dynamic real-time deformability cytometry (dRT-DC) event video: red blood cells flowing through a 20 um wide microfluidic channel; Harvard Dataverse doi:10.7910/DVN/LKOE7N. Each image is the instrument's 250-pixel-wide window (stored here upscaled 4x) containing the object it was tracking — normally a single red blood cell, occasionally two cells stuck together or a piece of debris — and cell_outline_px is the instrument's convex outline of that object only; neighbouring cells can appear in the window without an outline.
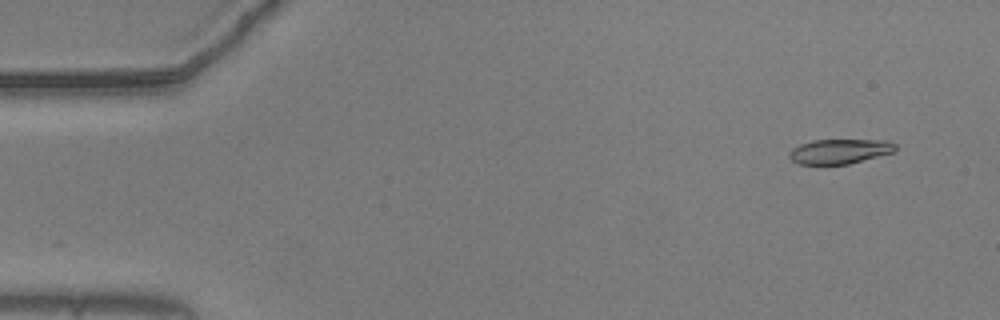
{"species": "common noctule bat (a hibernating species)", "species_latin": "Nyctalus noctula", "temperature_condition": "warm", "stored_images_in_passage": 52, "camera_frame_rate_fps": 3000, "um_per_image_px": 0.085, "animal": {"sex": "male", "body_mass_g": 20.5, "forearm_length_mm": 52.5}, "frame": {"image": 1, "passage_image": 1, "time_ms": 0.0, "image_size_px": [1000, 320], "cell_outline_px": [[896, 148], [892, 152], [848, 164], [800, 164], [792, 160], [788, 156], [792, 148], [800, 144], [812, 140], [884, 140], [896, 144]], "centroid_in_image_um": [71.33, 12.86], "position_along_channel_um": 13.7, "area_um2": 15.09}}
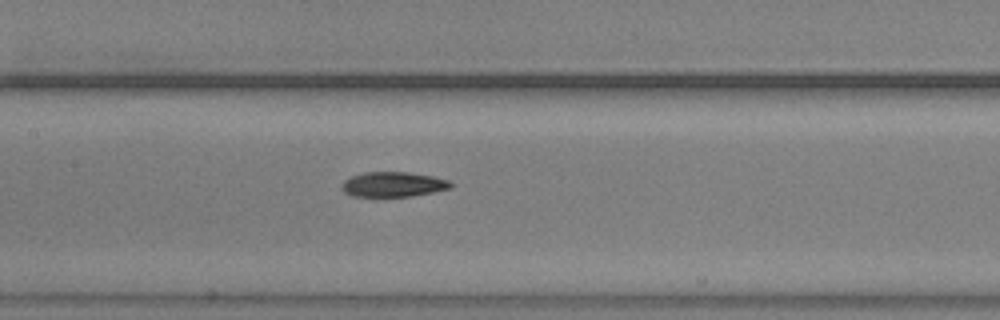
{"frame": {"image": 2, "passage_image": 23, "time_ms": 7.333, "image_size_px": [1000, 320], "cell_outline_px": [[452, 188], [432, 192], [408, 196], [352, 196], [344, 192], [340, 188], [340, 184], [344, 180], [352, 176], [364, 172], [408, 172], [432, 176], [448, 180], [452, 184]], "centroid_in_image_um": [33.38, 15.66], "position_along_channel_um": 174.0, "area_um2": 15.78}}
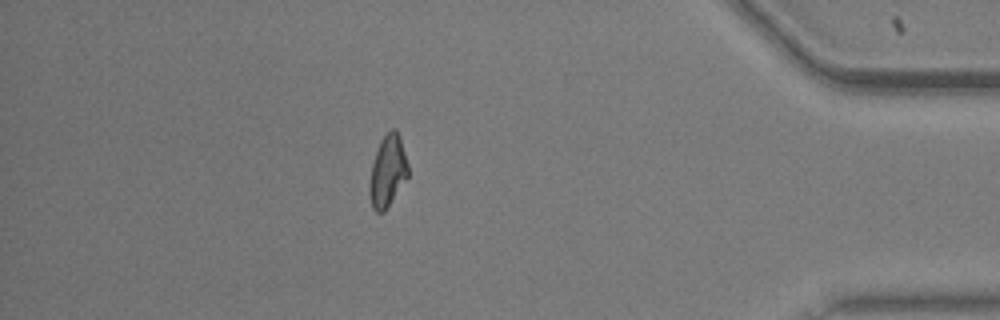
{"frame": {"image": 3, "passage_image": 45, "time_ms": 14.667, "image_size_px": [1000, 320], "cell_outline_px": [[408, 176], [384, 212], [376, 212], [372, 208], [368, 192], [368, 188], [372, 164], [380, 140], [392, 128], [396, 128], [400, 136], [408, 164]], "centroid_in_image_um": [32.94, 14.55], "position_along_channel_um": 402.3, "area_um2": 16.07}, "authors_computed_cell_mechanics": {"area_um2": 16.2418, "velocity_mm_per_s": 3.6848, "shape_relaxation_time_tau1_ms": null, "shape_relaxation_time_tau2_ms": 3.6373, "deformation_change_tau1": null, "deformation_change_tau2": 0.0984}}